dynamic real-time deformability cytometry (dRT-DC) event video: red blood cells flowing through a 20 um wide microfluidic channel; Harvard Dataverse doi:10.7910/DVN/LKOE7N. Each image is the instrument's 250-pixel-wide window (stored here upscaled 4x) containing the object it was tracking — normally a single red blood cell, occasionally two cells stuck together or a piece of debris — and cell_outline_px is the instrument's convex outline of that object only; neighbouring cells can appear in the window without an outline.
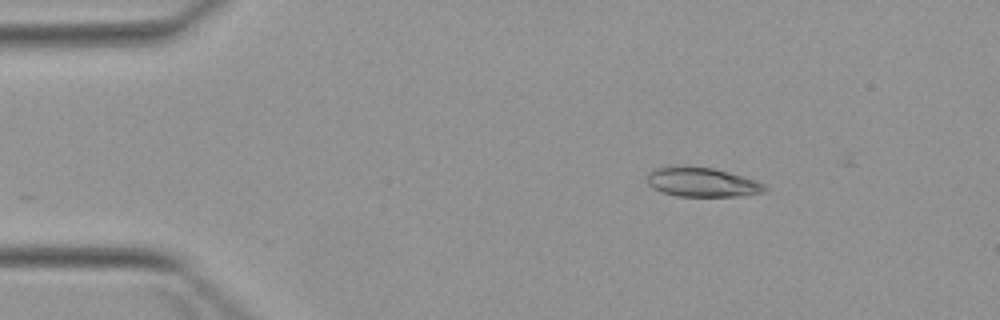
{"species": "Egyptian fruit bat (a non-hibernating species)", "species_latin": "Rousettus aegyptiacus", "temperature_condition": "warm", "stored_images_in_passage": 3, "camera_frame_rate_fps": 3000, "um_per_image_px": 0.085, "animal": {"sex": "female"}, "frame": {"image": 1, "passage_image": 2, "time_ms": 1.333, "image_size_px": [1000, 320], "cell_outline_px": [[768, 188], [764, 192], [736, 196], [676, 196], [660, 192], [652, 188], [648, 184], [644, 176], [648, 172], [656, 168], [680, 164], [688, 164], [712, 168], [728, 172], [756, 180], [764, 184]], "centroid_in_image_um": [59.58, 15.46], "position_along_channel_um": 25.4, "area_um2": 20.63}}